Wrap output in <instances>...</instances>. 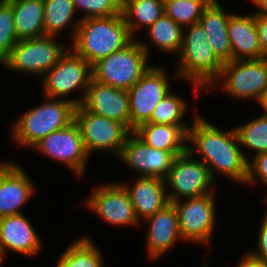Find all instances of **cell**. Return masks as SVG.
Returning <instances> with one entry per match:
<instances>
[{
  "label": "cell",
  "mask_w": 267,
  "mask_h": 267,
  "mask_svg": "<svg viewBox=\"0 0 267 267\" xmlns=\"http://www.w3.org/2000/svg\"><path fill=\"white\" fill-rule=\"evenodd\" d=\"M187 150L208 167L214 182L220 174L230 182L245 186L248 160L234 127L221 129L203 114H198L188 130Z\"/></svg>",
  "instance_id": "obj_1"
},
{
  "label": "cell",
  "mask_w": 267,
  "mask_h": 267,
  "mask_svg": "<svg viewBox=\"0 0 267 267\" xmlns=\"http://www.w3.org/2000/svg\"><path fill=\"white\" fill-rule=\"evenodd\" d=\"M176 58V74L180 81L192 84L194 94H204L224 65L209 45L199 23L183 28L182 47Z\"/></svg>",
  "instance_id": "obj_2"
},
{
  "label": "cell",
  "mask_w": 267,
  "mask_h": 267,
  "mask_svg": "<svg viewBox=\"0 0 267 267\" xmlns=\"http://www.w3.org/2000/svg\"><path fill=\"white\" fill-rule=\"evenodd\" d=\"M134 38L122 13L110 17L86 18L77 27L70 48L92 66L115 51L128 46Z\"/></svg>",
  "instance_id": "obj_3"
},
{
  "label": "cell",
  "mask_w": 267,
  "mask_h": 267,
  "mask_svg": "<svg viewBox=\"0 0 267 267\" xmlns=\"http://www.w3.org/2000/svg\"><path fill=\"white\" fill-rule=\"evenodd\" d=\"M43 99L10 124L9 137L19 149H31L51 132L64 129L74 122L76 106L71 101L46 96Z\"/></svg>",
  "instance_id": "obj_4"
},
{
  "label": "cell",
  "mask_w": 267,
  "mask_h": 267,
  "mask_svg": "<svg viewBox=\"0 0 267 267\" xmlns=\"http://www.w3.org/2000/svg\"><path fill=\"white\" fill-rule=\"evenodd\" d=\"M215 90H221L230 100L234 98L241 102L250 100L258 103L267 90V58L224 63L218 78L204 94H213Z\"/></svg>",
  "instance_id": "obj_5"
},
{
  "label": "cell",
  "mask_w": 267,
  "mask_h": 267,
  "mask_svg": "<svg viewBox=\"0 0 267 267\" xmlns=\"http://www.w3.org/2000/svg\"><path fill=\"white\" fill-rule=\"evenodd\" d=\"M213 193L199 197L185 198L173 202L179 222V230L182 239L187 243L195 245L207 246L205 258L202 261L205 264H210L209 260L212 257L214 245H211L212 237L214 236L215 225L217 223L216 211V195Z\"/></svg>",
  "instance_id": "obj_6"
},
{
  "label": "cell",
  "mask_w": 267,
  "mask_h": 267,
  "mask_svg": "<svg viewBox=\"0 0 267 267\" xmlns=\"http://www.w3.org/2000/svg\"><path fill=\"white\" fill-rule=\"evenodd\" d=\"M57 39L55 36L43 35L19 40L2 61L1 67L13 73L41 79L70 48Z\"/></svg>",
  "instance_id": "obj_7"
},
{
  "label": "cell",
  "mask_w": 267,
  "mask_h": 267,
  "mask_svg": "<svg viewBox=\"0 0 267 267\" xmlns=\"http://www.w3.org/2000/svg\"><path fill=\"white\" fill-rule=\"evenodd\" d=\"M92 79V65L69 48L59 62L40 79L42 95L65 99L79 106L85 98ZM77 91L78 96L69 97L71 93H78Z\"/></svg>",
  "instance_id": "obj_8"
},
{
  "label": "cell",
  "mask_w": 267,
  "mask_h": 267,
  "mask_svg": "<svg viewBox=\"0 0 267 267\" xmlns=\"http://www.w3.org/2000/svg\"><path fill=\"white\" fill-rule=\"evenodd\" d=\"M138 39L92 66L93 80L128 91L153 65Z\"/></svg>",
  "instance_id": "obj_9"
},
{
  "label": "cell",
  "mask_w": 267,
  "mask_h": 267,
  "mask_svg": "<svg viewBox=\"0 0 267 267\" xmlns=\"http://www.w3.org/2000/svg\"><path fill=\"white\" fill-rule=\"evenodd\" d=\"M167 72L165 67L153 64L127 91L129 94L131 132H134L141 124L150 121L155 107L172 91L171 81L177 82L179 80L175 70L172 71L171 76Z\"/></svg>",
  "instance_id": "obj_10"
},
{
  "label": "cell",
  "mask_w": 267,
  "mask_h": 267,
  "mask_svg": "<svg viewBox=\"0 0 267 267\" xmlns=\"http://www.w3.org/2000/svg\"><path fill=\"white\" fill-rule=\"evenodd\" d=\"M74 122L79 127L88 155L111 154L117 159L131 131L122 123L95 115L82 105L76 106Z\"/></svg>",
  "instance_id": "obj_11"
},
{
  "label": "cell",
  "mask_w": 267,
  "mask_h": 267,
  "mask_svg": "<svg viewBox=\"0 0 267 267\" xmlns=\"http://www.w3.org/2000/svg\"><path fill=\"white\" fill-rule=\"evenodd\" d=\"M164 181L170 203L203 196L216 190L208 167L188 150L175 157Z\"/></svg>",
  "instance_id": "obj_12"
},
{
  "label": "cell",
  "mask_w": 267,
  "mask_h": 267,
  "mask_svg": "<svg viewBox=\"0 0 267 267\" xmlns=\"http://www.w3.org/2000/svg\"><path fill=\"white\" fill-rule=\"evenodd\" d=\"M31 150L41 153V156H46L45 158L64 164L77 179L82 180L86 176L87 166H89L87 164L91 157L85 149L79 127L75 122L64 129L51 132L38 141Z\"/></svg>",
  "instance_id": "obj_13"
},
{
  "label": "cell",
  "mask_w": 267,
  "mask_h": 267,
  "mask_svg": "<svg viewBox=\"0 0 267 267\" xmlns=\"http://www.w3.org/2000/svg\"><path fill=\"white\" fill-rule=\"evenodd\" d=\"M82 205L114 227H141L134 206L125 188L119 182L96 185Z\"/></svg>",
  "instance_id": "obj_14"
},
{
  "label": "cell",
  "mask_w": 267,
  "mask_h": 267,
  "mask_svg": "<svg viewBox=\"0 0 267 267\" xmlns=\"http://www.w3.org/2000/svg\"><path fill=\"white\" fill-rule=\"evenodd\" d=\"M175 156L165 150L149 147L134 132L125 141L117 158L133 171L137 177H158L165 179L171 169Z\"/></svg>",
  "instance_id": "obj_15"
},
{
  "label": "cell",
  "mask_w": 267,
  "mask_h": 267,
  "mask_svg": "<svg viewBox=\"0 0 267 267\" xmlns=\"http://www.w3.org/2000/svg\"><path fill=\"white\" fill-rule=\"evenodd\" d=\"M23 168L11 160L0 162V218L23 214L22 207L38 190Z\"/></svg>",
  "instance_id": "obj_16"
},
{
  "label": "cell",
  "mask_w": 267,
  "mask_h": 267,
  "mask_svg": "<svg viewBox=\"0 0 267 267\" xmlns=\"http://www.w3.org/2000/svg\"><path fill=\"white\" fill-rule=\"evenodd\" d=\"M30 221L25 214L0 218V257L3 263L8 251L30 259L42 252L43 241Z\"/></svg>",
  "instance_id": "obj_17"
},
{
  "label": "cell",
  "mask_w": 267,
  "mask_h": 267,
  "mask_svg": "<svg viewBox=\"0 0 267 267\" xmlns=\"http://www.w3.org/2000/svg\"><path fill=\"white\" fill-rule=\"evenodd\" d=\"M145 222L148 227L145 252L150 261H159L175 248L177 241L184 242L179 230L178 214L172 203L141 223Z\"/></svg>",
  "instance_id": "obj_18"
},
{
  "label": "cell",
  "mask_w": 267,
  "mask_h": 267,
  "mask_svg": "<svg viewBox=\"0 0 267 267\" xmlns=\"http://www.w3.org/2000/svg\"><path fill=\"white\" fill-rule=\"evenodd\" d=\"M81 105L87 111L120 122L130 130L129 94L126 90L92 79Z\"/></svg>",
  "instance_id": "obj_19"
},
{
  "label": "cell",
  "mask_w": 267,
  "mask_h": 267,
  "mask_svg": "<svg viewBox=\"0 0 267 267\" xmlns=\"http://www.w3.org/2000/svg\"><path fill=\"white\" fill-rule=\"evenodd\" d=\"M136 178L134 182L123 181L122 183L120 181L119 183L127 191L134 206L136 217L141 223L164 209L170 202L164 179L158 177Z\"/></svg>",
  "instance_id": "obj_20"
},
{
  "label": "cell",
  "mask_w": 267,
  "mask_h": 267,
  "mask_svg": "<svg viewBox=\"0 0 267 267\" xmlns=\"http://www.w3.org/2000/svg\"><path fill=\"white\" fill-rule=\"evenodd\" d=\"M228 36L232 50V60L263 58L255 14H230Z\"/></svg>",
  "instance_id": "obj_21"
},
{
  "label": "cell",
  "mask_w": 267,
  "mask_h": 267,
  "mask_svg": "<svg viewBox=\"0 0 267 267\" xmlns=\"http://www.w3.org/2000/svg\"><path fill=\"white\" fill-rule=\"evenodd\" d=\"M230 14L226 9L224 10L219 0H213L204 8L199 20V24L207 35L209 45L223 63L232 61L228 36Z\"/></svg>",
  "instance_id": "obj_22"
},
{
  "label": "cell",
  "mask_w": 267,
  "mask_h": 267,
  "mask_svg": "<svg viewBox=\"0 0 267 267\" xmlns=\"http://www.w3.org/2000/svg\"><path fill=\"white\" fill-rule=\"evenodd\" d=\"M134 133L149 147L169 151L175 157L187 151L188 133L181 126L147 122Z\"/></svg>",
  "instance_id": "obj_23"
},
{
  "label": "cell",
  "mask_w": 267,
  "mask_h": 267,
  "mask_svg": "<svg viewBox=\"0 0 267 267\" xmlns=\"http://www.w3.org/2000/svg\"><path fill=\"white\" fill-rule=\"evenodd\" d=\"M12 5L17 40L44 35L43 0H7Z\"/></svg>",
  "instance_id": "obj_24"
},
{
  "label": "cell",
  "mask_w": 267,
  "mask_h": 267,
  "mask_svg": "<svg viewBox=\"0 0 267 267\" xmlns=\"http://www.w3.org/2000/svg\"><path fill=\"white\" fill-rule=\"evenodd\" d=\"M145 35L149 42L140 40V38L138 41L148 55L151 53L150 48L153 44V48H157L159 52H164V54L168 53L167 55L177 56L181 50L183 28L165 14L145 32Z\"/></svg>",
  "instance_id": "obj_25"
},
{
  "label": "cell",
  "mask_w": 267,
  "mask_h": 267,
  "mask_svg": "<svg viewBox=\"0 0 267 267\" xmlns=\"http://www.w3.org/2000/svg\"><path fill=\"white\" fill-rule=\"evenodd\" d=\"M44 2V35L60 37L66 30L69 31L70 43L75 37L81 19L76 16L72 0H43ZM77 17V18H76ZM69 26V27H68ZM60 33V34H59Z\"/></svg>",
  "instance_id": "obj_26"
},
{
  "label": "cell",
  "mask_w": 267,
  "mask_h": 267,
  "mask_svg": "<svg viewBox=\"0 0 267 267\" xmlns=\"http://www.w3.org/2000/svg\"><path fill=\"white\" fill-rule=\"evenodd\" d=\"M121 13L134 39L142 28L146 32L162 15L164 0H122Z\"/></svg>",
  "instance_id": "obj_27"
},
{
  "label": "cell",
  "mask_w": 267,
  "mask_h": 267,
  "mask_svg": "<svg viewBox=\"0 0 267 267\" xmlns=\"http://www.w3.org/2000/svg\"><path fill=\"white\" fill-rule=\"evenodd\" d=\"M90 235L72 241L58 254L56 267H104L103 252Z\"/></svg>",
  "instance_id": "obj_28"
},
{
  "label": "cell",
  "mask_w": 267,
  "mask_h": 267,
  "mask_svg": "<svg viewBox=\"0 0 267 267\" xmlns=\"http://www.w3.org/2000/svg\"><path fill=\"white\" fill-rule=\"evenodd\" d=\"M189 111L188 99L185 100L181 93L176 94L169 92L155 107L149 122L157 124H167L181 126L187 133L191 127L193 119L199 114L198 109H194L192 120L185 119L186 113ZM188 120V121H187ZM190 123V125L188 124Z\"/></svg>",
  "instance_id": "obj_29"
},
{
  "label": "cell",
  "mask_w": 267,
  "mask_h": 267,
  "mask_svg": "<svg viewBox=\"0 0 267 267\" xmlns=\"http://www.w3.org/2000/svg\"><path fill=\"white\" fill-rule=\"evenodd\" d=\"M242 123L234 128L245 158L249 160L248 155L251 152H253V156L267 152V115L262 113L260 116ZM246 151L248 155L245 154Z\"/></svg>",
  "instance_id": "obj_30"
},
{
  "label": "cell",
  "mask_w": 267,
  "mask_h": 267,
  "mask_svg": "<svg viewBox=\"0 0 267 267\" xmlns=\"http://www.w3.org/2000/svg\"><path fill=\"white\" fill-rule=\"evenodd\" d=\"M212 1L164 0V14L182 28L199 23L204 8Z\"/></svg>",
  "instance_id": "obj_31"
},
{
  "label": "cell",
  "mask_w": 267,
  "mask_h": 267,
  "mask_svg": "<svg viewBox=\"0 0 267 267\" xmlns=\"http://www.w3.org/2000/svg\"><path fill=\"white\" fill-rule=\"evenodd\" d=\"M12 5L0 0V62L10 54L17 43Z\"/></svg>",
  "instance_id": "obj_32"
},
{
  "label": "cell",
  "mask_w": 267,
  "mask_h": 267,
  "mask_svg": "<svg viewBox=\"0 0 267 267\" xmlns=\"http://www.w3.org/2000/svg\"><path fill=\"white\" fill-rule=\"evenodd\" d=\"M78 17L86 18L110 17L121 13L122 0H72ZM79 10V11H78ZM81 11L83 12L82 15Z\"/></svg>",
  "instance_id": "obj_33"
},
{
  "label": "cell",
  "mask_w": 267,
  "mask_h": 267,
  "mask_svg": "<svg viewBox=\"0 0 267 267\" xmlns=\"http://www.w3.org/2000/svg\"><path fill=\"white\" fill-rule=\"evenodd\" d=\"M256 183H263L262 186L267 187V152L259 153L248 160V175L245 186L259 185Z\"/></svg>",
  "instance_id": "obj_34"
},
{
  "label": "cell",
  "mask_w": 267,
  "mask_h": 267,
  "mask_svg": "<svg viewBox=\"0 0 267 267\" xmlns=\"http://www.w3.org/2000/svg\"><path fill=\"white\" fill-rule=\"evenodd\" d=\"M263 218L261 220V224L259 225L258 228V233H257V239L255 242V249L254 251L250 250L249 253L256 257L259 258L265 262H267V208L265 207Z\"/></svg>",
  "instance_id": "obj_35"
},
{
  "label": "cell",
  "mask_w": 267,
  "mask_h": 267,
  "mask_svg": "<svg viewBox=\"0 0 267 267\" xmlns=\"http://www.w3.org/2000/svg\"><path fill=\"white\" fill-rule=\"evenodd\" d=\"M256 27L258 30L260 46L263 58H267V16L255 15Z\"/></svg>",
  "instance_id": "obj_36"
},
{
  "label": "cell",
  "mask_w": 267,
  "mask_h": 267,
  "mask_svg": "<svg viewBox=\"0 0 267 267\" xmlns=\"http://www.w3.org/2000/svg\"><path fill=\"white\" fill-rule=\"evenodd\" d=\"M235 267H267V262L252 256L248 251L241 255Z\"/></svg>",
  "instance_id": "obj_37"
},
{
  "label": "cell",
  "mask_w": 267,
  "mask_h": 267,
  "mask_svg": "<svg viewBox=\"0 0 267 267\" xmlns=\"http://www.w3.org/2000/svg\"><path fill=\"white\" fill-rule=\"evenodd\" d=\"M255 7V15H266L267 16V0H248Z\"/></svg>",
  "instance_id": "obj_38"
},
{
  "label": "cell",
  "mask_w": 267,
  "mask_h": 267,
  "mask_svg": "<svg viewBox=\"0 0 267 267\" xmlns=\"http://www.w3.org/2000/svg\"><path fill=\"white\" fill-rule=\"evenodd\" d=\"M257 104L260 105L259 107H261L263 114L267 115V90L264 92Z\"/></svg>",
  "instance_id": "obj_39"
},
{
  "label": "cell",
  "mask_w": 267,
  "mask_h": 267,
  "mask_svg": "<svg viewBox=\"0 0 267 267\" xmlns=\"http://www.w3.org/2000/svg\"><path fill=\"white\" fill-rule=\"evenodd\" d=\"M265 197L263 198V200L262 201H264V204L266 205L265 207L267 208V194L266 195H264Z\"/></svg>",
  "instance_id": "obj_40"
},
{
  "label": "cell",
  "mask_w": 267,
  "mask_h": 267,
  "mask_svg": "<svg viewBox=\"0 0 267 267\" xmlns=\"http://www.w3.org/2000/svg\"><path fill=\"white\" fill-rule=\"evenodd\" d=\"M201 267H209V264L202 263Z\"/></svg>",
  "instance_id": "obj_41"
},
{
  "label": "cell",
  "mask_w": 267,
  "mask_h": 267,
  "mask_svg": "<svg viewBox=\"0 0 267 267\" xmlns=\"http://www.w3.org/2000/svg\"><path fill=\"white\" fill-rule=\"evenodd\" d=\"M197 1H213V0H197Z\"/></svg>",
  "instance_id": "obj_42"
}]
</instances>
